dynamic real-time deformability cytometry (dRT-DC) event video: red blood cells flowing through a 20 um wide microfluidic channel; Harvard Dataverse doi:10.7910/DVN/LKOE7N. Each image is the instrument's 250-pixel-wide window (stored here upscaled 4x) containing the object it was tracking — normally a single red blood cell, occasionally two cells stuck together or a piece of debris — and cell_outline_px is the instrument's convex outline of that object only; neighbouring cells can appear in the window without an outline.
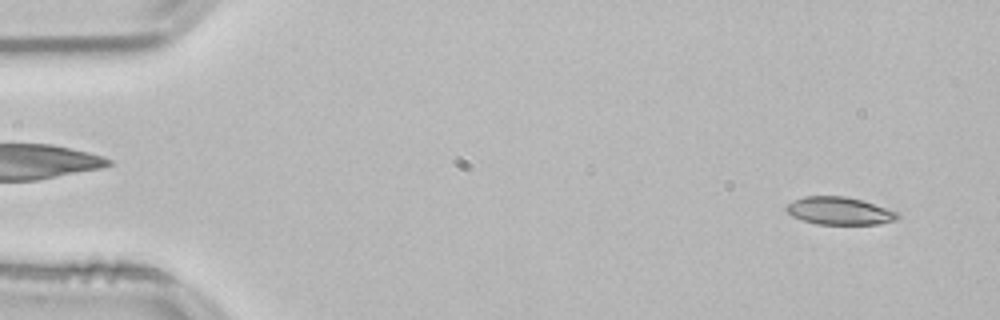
{"species": "common noctule bat (a hibernating species)", "species_latin": "Nyctalus noctula", "temperature_condition": "room temperature", "stored_images_in_passage": 53, "camera_frame_rate_fps": 3000, "um_per_image_px": 0.085, "animal": {"sex": "male", "body_mass_g": 21.5, "forearm_length_mm": 52.0}, "frame": {"image": 1, "passage_image": 3, "time_ms": 0.667, "image_size_px": [1000, 320], "cell_outline_px": [[900, 216], [896, 220], [880, 224], [816, 224], [792, 216], [784, 208], [792, 200], [804, 196], [844, 196], [864, 200], [896, 212]], "centroid_in_image_um": [71.33, 17.92], "position_along_channel_um": 13.7, "area_um2": 17.92}}
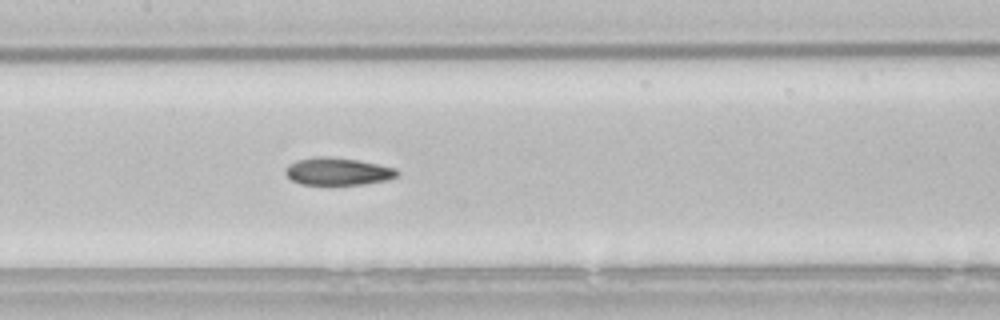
{"frame": {"image": 2, "passage_image": 25, "time_ms": 8.0, "image_size_px": [1000, 320], "cell_outline_px": [[400, 172], [396, 176], [388, 180], [364, 184], [300, 184], [292, 180], [284, 172], [284, 168], [288, 164], [296, 160], [316, 156], [328, 156], [360, 160], [396, 168]], "centroid_in_image_um": [28.7, 14.55], "position_along_channel_um": 178.7, "area_um2": 18.03}}
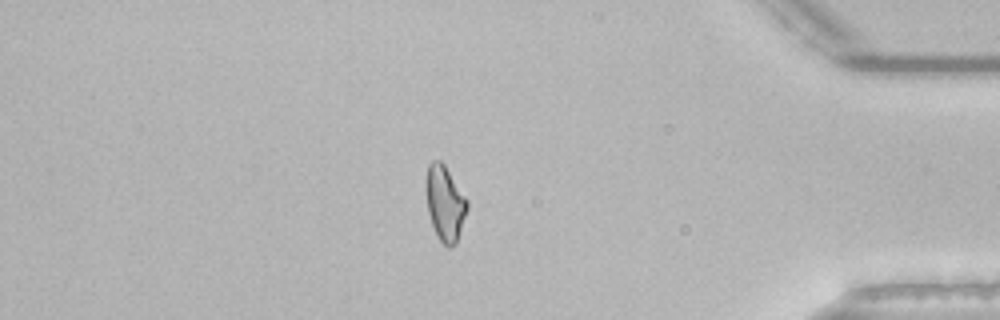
{"frame": {"image": 3, "passage_image": 45, "time_ms": 14.667, "image_size_px": [1000, 320], "cell_outline_px": [[468, 208], [456, 244], [448, 248], [440, 240], [432, 224], [428, 212], [424, 188], [424, 180], [428, 164], [432, 160], [440, 160], [444, 164], [468, 200]], "centroid_in_image_um": [37.8, 17.23], "position_along_channel_um": 397.4, "area_um2": 18.26}, "authors_computed_cell_mechanics": {"area_um2": 18.207, "velocity_mm_per_s": 3.8098, "shape_relaxation_time_tau1_ms": null, "shape_relaxation_time_tau2_ms": 3.701, "deformation_change_tau1": null, "deformation_change_tau2": 0.0986}}